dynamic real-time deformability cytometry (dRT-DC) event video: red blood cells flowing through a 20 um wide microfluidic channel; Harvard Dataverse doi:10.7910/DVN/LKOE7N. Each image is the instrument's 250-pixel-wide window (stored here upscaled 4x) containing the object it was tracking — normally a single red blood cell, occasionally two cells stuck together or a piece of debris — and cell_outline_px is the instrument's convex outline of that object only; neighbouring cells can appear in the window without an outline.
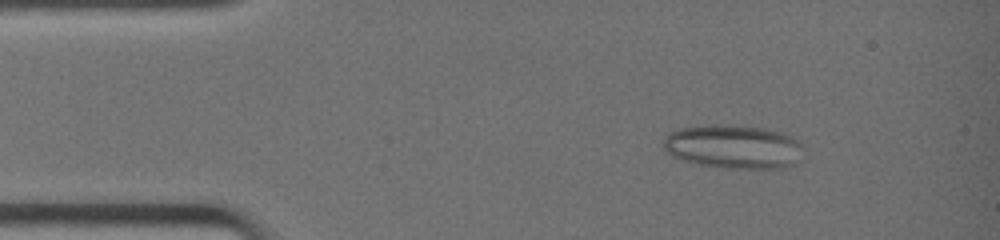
{"species": "common noctule bat (a hibernating species)", "species_latin": "Nyctalus noctula", "temperature_condition": "warm", "stored_images_in_passage": 20, "camera_frame_rate_fps": 3000, "um_per_image_px": 0.085, "animal": {"sex": "female", "body_mass_g": 19.0, "forearm_length_mm": 51.5}, "frame": {"image": 1, "passage_image": 6, "time_ms": 1.667, "image_size_px": [1000, 240], "cell_outline_px": [[804, 148], [796, 164], [784, 168], [724, 168], [700, 164], [684, 160], [672, 156], [664, 152], [660, 144], [672, 132], [680, 128], [708, 124], [720, 124], [764, 128], [784, 132], [792, 136], [804, 144]], "centroid_in_image_um": [62.37, 12.46], "position_along_channel_um": 22.6, "area_um2": 36.18}}
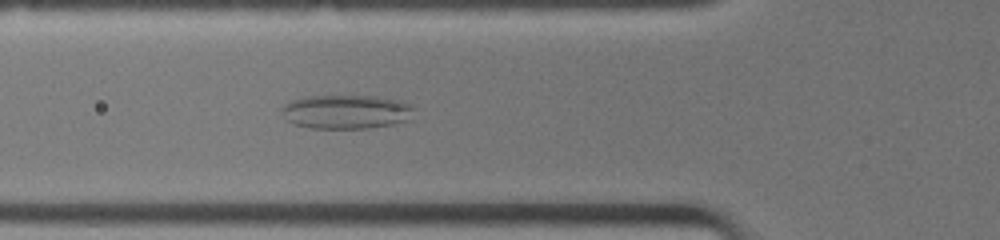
{"frame": {"image": 2, "passage_image": 15, "time_ms": 4.667, "image_size_px": [1000, 240], "cell_outline_px": [[412, 120], [396, 124], [368, 128], [308, 128], [292, 124], [288, 120], [284, 112], [284, 104], [292, 100], [308, 96], [380, 96], [400, 100], [412, 104]], "centroid_in_image_um": [29.51, 9.5], "position_along_channel_um": 96.3, "area_um2": 26.36}}
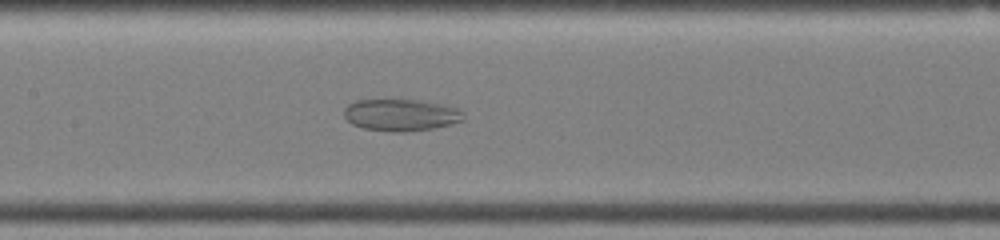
{"frame": {"image": 3, "passage_image": 20, "time_ms": 6.333, "image_size_px": [1000, 240], "cell_outline_px": [[464, 120], [452, 124], [432, 128], [404, 132], [392, 132], [364, 128], [352, 124], [344, 116], [344, 108], [348, 104], [356, 100], [416, 100], [440, 104], [456, 108], [464, 112]], "centroid_in_image_um": [34.07, 9.78], "position_along_channel_um": 173.3, "area_um2": 22.08}}